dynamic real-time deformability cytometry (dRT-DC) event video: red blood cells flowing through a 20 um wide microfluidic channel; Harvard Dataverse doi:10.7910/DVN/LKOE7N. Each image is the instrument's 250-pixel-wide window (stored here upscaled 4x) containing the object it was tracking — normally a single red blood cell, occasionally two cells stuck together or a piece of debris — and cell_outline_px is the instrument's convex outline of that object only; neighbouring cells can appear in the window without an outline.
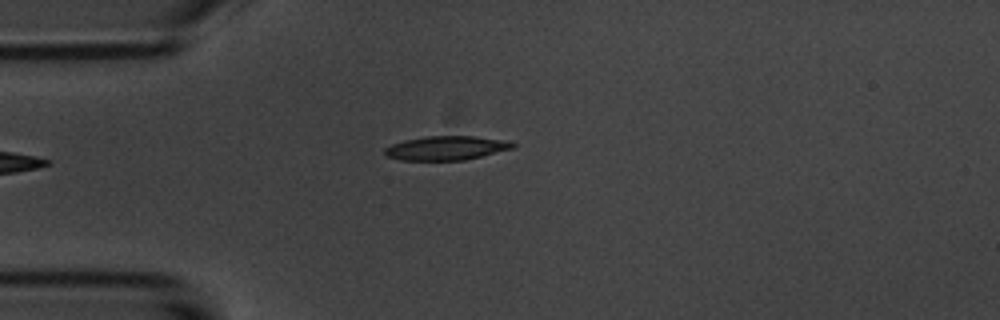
{"species": "common noctule bat (a hibernating species)", "species_latin": "Nyctalus noctula", "temperature_condition": "room temperature", "stored_images_in_passage": 4, "camera_frame_rate_fps": 3000, "um_per_image_px": 0.085, "animal": {"sex": "male", "body_mass_g": 20.1, "forearm_length_mm": 53.5}, "frame": {"image": 1, "passage_image": 4, "time_ms": 3.333, "image_size_px": [1000, 320], "cell_outline_px": [[516, 148], [464, 160], [400, 160], [384, 156], [384, 148], [392, 144], [404, 140], [428, 136], [476, 136], [504, 140], [516, 144]], "centroid_in_image_um": [37.93, 12.58], "position_along_channel_um": 47.1, "area_um2": 18.03}}